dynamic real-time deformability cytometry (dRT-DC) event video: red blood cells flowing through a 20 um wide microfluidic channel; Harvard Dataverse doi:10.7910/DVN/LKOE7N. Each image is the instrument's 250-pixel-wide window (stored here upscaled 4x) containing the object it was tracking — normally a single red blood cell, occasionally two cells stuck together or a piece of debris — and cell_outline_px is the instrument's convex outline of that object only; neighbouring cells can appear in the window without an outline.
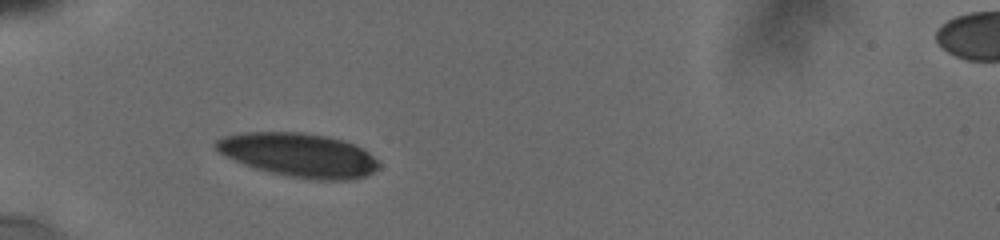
{"species": "human", "species_latin": "Homo sapiens", "temperature_condition": "cold", "stored_images_in_passage": 4, "camera_frame_rate_fps": 3000, "um_per_image_px": 0.085, "donor": {"sex": "male"}, "frame": {"image": 1, "passage_image": 3, "time_ms": 2.0, "image_size_px": [1000, 240], "cell_outline_px": [[380, 168], [364, 176], [352, 180], [312, 180], [284, 176], [268, 172], [244, 164], [224, 156], [212, 144], [216, 140], [224, 136], [240, 132], [300, 132], [328, 136], [352, 144], [368, 152], [380, 164]], "centroid_in_image_um": [25.36, 13.18], "position_along_channel_um": 59.6, "area_um2": 41.73}}